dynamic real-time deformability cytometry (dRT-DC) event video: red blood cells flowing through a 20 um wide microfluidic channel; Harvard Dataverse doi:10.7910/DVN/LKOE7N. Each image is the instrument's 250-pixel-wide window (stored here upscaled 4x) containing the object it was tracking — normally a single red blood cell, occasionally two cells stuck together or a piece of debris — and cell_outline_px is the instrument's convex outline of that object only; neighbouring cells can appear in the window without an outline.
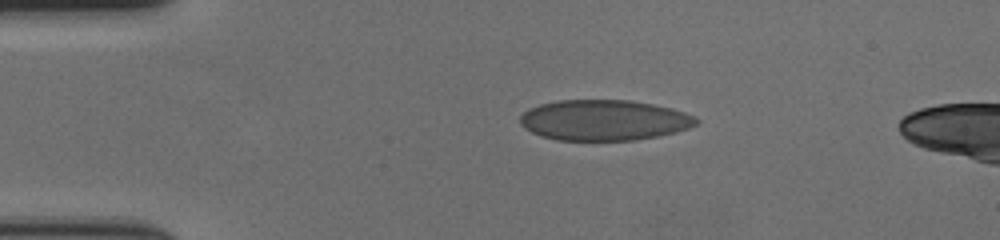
{"species": "human", "species_latin": "Homo sapiens", "temperature_condition": "cold", "stored_images_in_passage": 47, "camera_frame_rate_fps": 3000, "um_per_image_px": 0.085, "donor": {"sex": "female"}, "frame": {"image": 1, "passage_image": 1, "time_ms": 0.0, "image_size_px": [1000, 240], "cell_outline_px": [[700, 120], [696, 124], [688, 128], [676, 132], [656, 136], [632, 140], [556, 140], [540, 136], [524, 128], [520, 124], [520, 116], [528, 108], [540, 104], [556, 100], [628, 100], [652, 104], [672, 108], [696, 116]], "centroid_in_image_um": [51.32, 10.21], "position_along_channel_um": 33.7, "area_um2": 41.79}}
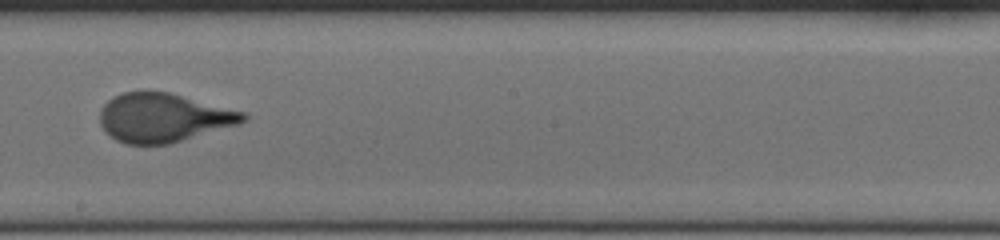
{"frame": {"image": 2, "passage_image": 22, "time_ms": 7.0, "image_size_px": [1000, 240], "cell_outline_px": [[248, 120], [240, 124], [172, 144], [124, 144], [116, 140], [100, 124], [100, 108], [112, 96], [120, 92], [168, 92], [248, 112]], "centroid_in_image_um": [13.95, 10.01], "position_along_channel_um": 234.3, "area_um2": 41.15}}
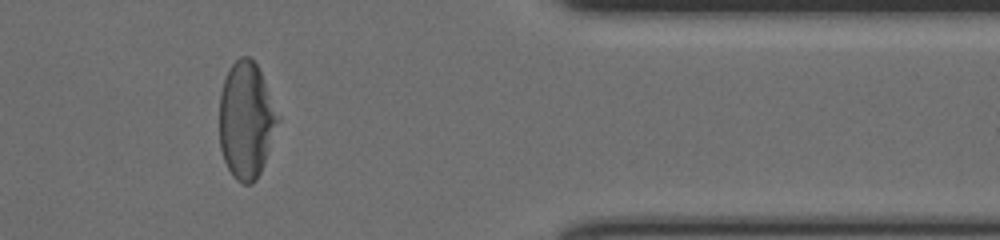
{"frame": {"image": 3, "passage_image": 37, "time_ms": 12.0, "image_size_px": [1000, 240], "cell_outline_px": [[280, 120], [260, 172], [256, 180], [252, 184], [244, 184], [236, 180], [232, 176], [224, 160], [220, 148], [220, 92], [224, 80], [232, 64], [240, 56], [248, 56], [256, 64], [260, 72], [280, 116]], "centroid_in_image_um": [20.93, 10.24], "position_along_channel_um": 390.5, "area_um2": 39.54}, "authors_computed_cell_mechanics": {"area_um2": 41.2692, "velocity_mm_per_s": 3.5604, "shape_relaxation_time_tau1_ms": 5.8804, "shape_relaxation_time_tau2_ms": null, "deformation_change_tau1": 0.1798, "deformation_change_tau2": null}}